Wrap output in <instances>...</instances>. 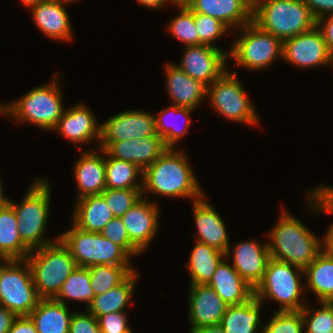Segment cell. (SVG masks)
I'll list each match as a JSON object with an SVG mask.
<instances>
[{"label": "cell", "instance_id": "1", "mask_svg": "<svg viewBox=\"0 0 333 333\" xmlns=\"http://www.w3.org/2000/svg\"><path fill=\"white\" fill-rule=\"evenodd\" d=\"M186 152L167 148L162 155L144 170L142 193L196 201L203 192Z\"/></svg>", "mask_w": 333, "mask_h": 333}, {"label": "cell", "instance_id": "2", "mask_svg": "<svg viewBox=\"0 0 333 333\" xmlns=\"http://www.w3.org/2000/svg\"><path fill=\"white\" fill-rule=\"evenodd\" d=\"M270 258L305 269L320 253L321 239L298 218L283 210L268 233Z\"/></svg>", "mask_w": 333, "mask_h": 333}, {"label": "cell", "instance_id": "3", "mask_svg": "<svg viewBox=\"0 0 333 333\" xmlns=\"http://www.w3.org/2000/svg\"><path fill=\"white\" fill-rule=\"evenodd\" d=\"M26 260L29 263L32 279L41 299L54 298L62 284L77 267L69 249L59 236L55 242L31 250Z\"/></svg>", "mask_w": 333, "mask_h": 333}, {"label": "cell", "instance_id": "4", "mask_svg": "<svg viewBox=\"0 0 333 333\" xmlns=\"http://www.w3.org/2000/svg\"><path fill=\"white\" fill-rule=\"evenodd\" d=\"M56 76L58 77V72L55 73L53 82L30 89L15 102L8 103L6 116L21 124L27 122L45 131H52L65 110Z\"/></svg>", "mask_w": 333, "mask_h": 333}, {"label": "cell", "instance_id": "5", "mask_svg": "<svg viewBox=\"0 0 333 333\" xmlns=\"http://www.w3.org/2000/svg\"><path fill=\"white\" fill-rule=\"evenodd\" d=\"M304 269L299 266L270 258L262 281L254 289V296L260 301H276L278 311H300L306 306L301 298L305 296V285L301 280Z\"/></svg>", "mask_w": 333, "mask_h": 333}, {"label": "cell", "instance_id": "6", "mask_svg": "<svg viewBox=\"0 0 333 333\" xmlns=\"http://www.w3.org/2000/svg\"><path fill=\"white\" fill-rule=\"evenodd\" d=\"M50 189L52 188L46 178H37L20 204L9 200L17 217L21 240L30 250L55 242L44 237L50 212Z\"/></svg>", "mask_w": 333, "mask_h": 333}, {"label": "cell", "instance_id": "7", "mask_svg": "<svg viewBox=\"0 0 333 333\" xmlns=\"http://www.w3.org/2000/svg\"><path fill=\"white\" fill-rule=\"evenodd\" d=\"M252 21L281 41L311 30L317 22L304 0H267L252 12Z\"/></svg>", "mask_w": 333, "mask_h": 333}, {"label": "cell", "instance_id": "8", "mask_svg": "<svg viewBox=\"0 0 333 333\" xmlns=\"http://www.w3.org/2000/svg\"><path fill=\"white\" fill-rule=\"evenodd\" d=\"M59 239L69 249L77 267L95 265L133 266L131 257L101 233L83 231L73 224Z\"/></svg>", "mask_w": 333, "mask_h": 333}, {"label": "cell", "instance_id": "9", "mask_svg": "<svg viewBox=\"0 0 333 333\" xmlns=\"http://www.w3.org/2000/svg\"><path fill=\"white\" fill-rule=\"evenodd\" d=\"M240 37L231 45L228 58L250 71L266 69L283 58V41L262 30L253 21L239 28Z\"/></svg>", "mask_w": 333, "mask_h": 333}, {"label": "cell", "instance_id": "10", "mask_svg": "<svg viewBox=\"0 0 333 333\" xmlns=\"http://www.w3.org/2000/svg\"><path fill=\"white\" fill-rule=\"evenodd\" d=\"M41 298L26 259H9L0 266V305L16 316H28Z\"/></svg>", "mask_w": 333, "mask_h": 333}, {"label": "cell", "instance_id": "11", "mask_svg": "<svg viewBox=\"0 0 333 333\" xmlns=\"http://www.w3.org/2000/svg\"><path fill=\"white\" fill-rule=\"evenodd\" d=\"M206 98L219 115L231 122L256 125L259 121L256 109L237 78V71L227 69L207 87Z\"/></svg>", "mask_w": 333, "mask_h": 333}, {"label": "cell", "instance_id": "12", "mask_svg": "<svg viewBox=\"0 0 333 333\" xmlns=\"http://www.w3.org/2000/svg\"><path fill=\"white\" fill-rule=\"evenodd\" d=\"M180 64L181 70L207 87L228 68V52L208 45L185 46ZM182 62V63H181Z\"/></svg>", "mask_w": 333, "mask_h": 333}, {"label": "cell", "instance_id": "13", "mask_svg": "<svg viewBox=\"0 0 333 333\" xmlns=\"http://www.w3.org/2000/svg\"><path fill=\"white\" fill-rule=\"evenodd\" d=\"M282 59L303 69L329 65L330 53L321 30L315 26L284 40Z\"/></svg>", "mask_w": 333, "mask_h": 333}, {"label": "cell", "instance_id": "14", "mask_svg": "<svg viewBox=\"0 0 333 333\" xmlns=\"http://www.w3.org/2000/svg\"><path fill=\"white\" fill-rule=\"evenodd\" d=\"M151 135H158L155 114L143 110H128L117 113L101 123L100 142L142 139Z\"/></svg>", "mask_w": 333, "mask_h": 333}, {"label": "cell", "instance_id": "15", "mask_svg": "<svg viewBox=\"0 0 333 333\" xmlns=\"http://www.w3.org/2000/svg\"><path fill=\"white\" fill-rule=\"evenodd\" d=\"M225 258H231L233 268L255 289L262 281L270 259L268 243L262 245L254 239L240 241L235 247H228Z\"/></svg>", "mask_w": 333, "mask_h": 333}, {"label": "cell", "instance_id": "16", "mask_svg": "<svg viewBox=\"0 0 333 333\" xmlns=\"http://www.w3.org/2000/svg\"><path fill=\"white\" fill-rule=\"evenodd\" d=\"M158 203L142 196L122 217L130 241L141 251L150 245L159 228Z\"/></svg>", "mask_w": 333, "mask_h": 333}, {"label": "cell", "instance_id": "17", "mask_svg": "<svg viewBox=\"0 0 333 333\" xmlns=\"http://www.w3.org/2000/svg\"><path fill=\"white\" fill-rule=\"evenodd\" d=\"M97 148L105 150L115 159L134 163L143 171L167 149L159 135L116 142H98Z\"/></svg>", "mask_w": 333, "mask_h": 333}, {"label": "cell", "instance_id": "18", "mask_svg": "<svg viewBox=\"0 0 333 333\" xmlns=\"http://www.w3.org/2000/svg\"><path fill=\"white\" fill-rule=\"evenodd\" d=\"M96 121L94 113L85 104L79 103L65 109L52 130L61 133L69 142L76 143V147L80 149L78 144H88L94 138L100 142L101 124Z\"/></svg>", "mask_w": 333, "mask_h": 333}, {"label": "cell", "instance_id": "19", "mask_svg": "<svg viewBox=\"0 0 333 333\" xmlns=\"http://www.w3.org/2000/svg\"><path fill=\"white\" fill-rule=\"evenodd\" d=\"M188 321L191 328L218 325L227 305L207 284H190Z\"/></svg>", "mask_w": 333, "mask_h": 333}, {"label": "cell", "instance_id": "20", "mask_svg": "<svg viewBox=\"0 0 333 333\" xmlns=\"http://www.w3.org/2000/svg\"><path fill=\"white\" fill-rule=\"evenodd\" d=\"M70 3L66 0H43L29 6L36 27L48 38L72 40V23L64 6Z\"/></svg>", "mask_w": 333, "mask_h": 333}, {"label": "cell", "instance_id": "21", "mask_svg": "<svg viewBox=\"0 0 333 333\" xmlns=\"http://www.w3.org/2000/svg\"><path fill=\"white\" fill-rule=\"evenodd\" d=\"M192 203L194 222L197 229L196 241L206 243L208 246L226 253L231 243L221 216L207 202L206 195Z\"/></svg>", "mask_w": 333, "mask_h": 333}, {"label": "cell", "instance_id": "22", "mask_svg": "<svg viewBox=\"0 0 333 333\" xmlns=\"http://www.w3.org/2000/svg\"><path fill=\"white\" fill-rule=\"evenodd\" d=\"M100 151L101 153H98ZM82 150L74 166V179L78 187L77 199L99 195L106 189L105 150Z\"/></svg>", "mask_w": 333, "mask_h": 333}, {"label": "cell", "instance_id": "23", "mask_svg": "<svg viewBox=\"0 0 333 333\" xmlns=\"http://www.w3.org/2000/svg\"><path fill=\"white\" fill-rule=\"evenodd\" d=\"M165 67V82L172 105L195 110L206 100V85L190 77L175 63H167Z\"/></svg>", "mask_w": 333, "mask_h": 333}, {"label": "cell", "instance_id": "24", "mask_svg": "<svg viewBox=\"0 0 333 333\" xmlns=\"http://www.w3.org/2000/svg\"><path fill=\"white\" fill-rule=\"evenodd\" d=\"M224 258L207 283L227 306L240 305L254 296V289Z\"/></svg>", "mask_w": 333, "mask_h": 333}, {"label": "cell", "instance_id": "25", "mask_svg": "<svg viewBox=\"0 0 333 333\" xmlns=\"http://www.w3.org/2000/svg\"><path fill=\"white\" fill-rule=\"evenodd\" d=\"M188 8L193 13L217 18L232 30L252 21V11L242 0H193Z\"/></svg>", "mask_w": 333, "mask_h": 333}, {"label": "cell", "instance_id": "26", "mask_svg": "<svg viewBox=\"0 0 333 333\" xmlns=\"http://www.w3.org/2000/svg\"><path fill=\"white\" fill-rule=\"evenodd\" d=\"M72 224L87 232L100 233L114 217L104 197L90 195L76 201Z\"/></svg>", "mask_w": 333, "mask_h": 333}, {"label": "cell", "instance_id": "27", "mask_svg": "<svg viewBox=\"0 0 333 333\" xmlns=\"http://www.w3.org/2000/svg\"><path fill=\"white\" fill-rule=\"evenodd\" d=\"M138 277L136 270L131 272L119 285L95 296L86 310L97 319L105 314L126 312V307L133 297Z\"/></svg>", "mask_w": 333, "mask_h": 333}, {"label": "cell", "instance_id": "28", "mask_svg": "<svg viewBox=\"0 0 333 333\" xmlns=\"http://www.w3.org/2000/svg\"><path fill=\"white\" fill-rule=\"evenodd\" d=\"M67 304L53 298L40 299L36 308L28 315L38 333H69L70 313Z\"/></svg>", "mask_w": 333, "mask_h": 333}, {"label": "cell", "instance_id": "29", "mask_svg": "<svg viewBox=\"0 0 333 333\" xmlns=\"http://www.w3.org/2000/svg\"><path fill=\"white\" fill-rule=\"evenodd\" d=\"M262 302L255 296L240 305L227 306L220 325L225 333H258Z\"/></svg>", "mask_w": 333, "mask_h": 333}, {"label": "cell", "instance_id": "30", "mask_svg": "<svg viewBox=\"0 0 333 333\" xmlns=\"http://www.w3.org/2000/svg\"><path fill=\"white\" fill-rule=\"evenodd\" d=\"M305 290L313 291L318 302H333V260L321 252L305 269Z\"/></svg>", "mask_w": 333, "mask_h": 333}, {"label": "cell", "instance_id": "31", "mask_svg": "<svg viewBox=\"0 0 333 333\" xmlns=\"http://www.w3.org/2000/svg\"><path fill=\"white\" fill-rule=\"evenodd\" d=\"M224 258L225 253L196 241L190 252L189 262L185 265L189 269L190 284H207Z\"/></svg>", "mask_w": 333, "mask_h": 333}, {"label": "cell", "instance_id": "32", "mask_svg": "<svg viewBox=\"0 0 333 333\" xmlns=\"http://www.w3.org/2000/svg\"><path fill=\"white\" fill-rule=\"evenodd\" d=\"M194 109L189 107H180L176 105H172L166 108H163L159 111L158 115H155V123H156V131L157 134L163 139V142L167 148H175L178 145V141L187 133V129L191 126V118L190 113L193 112ZM172 115V119L175 122L168 121L170 120ZM184 120L182 123V127L180 128L178 125V121L176 119ZM178 123H177V122ZM171 122V123H170ZM175 123V124H174Z\"/></svg>", "mask_w": 333, "mask_h": 333}, {"label": "cell", "instance_id": "33", "mask_svg": "<svg viewBox=\"0 0 333 333\" xmlns=\"http://www.w3.org/2000/svg\"><path fill=\"white\" fill-rule=\"evenodd\" d=\"M13 207L0 209V253L7 259H26L31 250L22 242Z\"/></svg>", "mask_w": 333, "mask_h": 333}, {"label": "cell", "instance_id": "34", "mask_svg": "<svg viewBox=\"0 0 333 333\" xmlns=\"http://www.w3.org/2000/svg\"><path fill=\"white\" fill-rule=\"evenodd\" d=\"M143 174L144 171L138 165L115 159L105 151L106 188H143Z\"/></svg>", "mask_w": 333, "mask_h": 333}, {"label": "cell", "instance_id": "35", "mask_svg": "<svg viewBox=\"0 0 333 333\" xmlns=\"http://www.w3.org/2000/svg\"><path fill=\"white\" fill-rule=\"evenodd\" d=\"M94 297L93 289L90 286L89 269L76 267L53 299L64 304H67L65 299L84 302L87 308Z\"/></svg>", "mask_w": 333, "mask_h": 333}, {"label": "cell", "instance_id": "36", "mask_svg": "<svg viewBox=\"0 0 333 333\" xmlns=\"http://www.w3.org/2000/svg\"><path fill=\"white\" fill-rule=\"evenodd\" d=\"M90 286L94 295H100L119 285L131 272L132 266L95 265L88 267Z\"/></svg>", "mask_w": 333, "mask_h": 333}, {"label": "cell", "instance_id": "37", "mask_svg": "<svg viewBox=\"0 0 333 333\" xmlns=\"http://www.w3.org/2000/svg\"><path fill=\"white\" fill-rule=\"evenodd\" d=\"M319 308L301 310L305 333H329L333 330V302L321 301Z\"/></svg>", "mask_w": 333, "mask_h": 333}, {"label": "cell", "instance_id": "38", "mask_svg": "<svg viewBox=\"0 0 333 333\" xmlns=\"http://www.w3.org/2000/svg\"><path fill=\"white\" fill-rule=\"evenodd\" d=\"M178 9V14L169 21L170 24L168 23V31L185 46L199 45L194 13L188 7H178Z\"/></svg>", "mask_w": 333, "mask_h": 333}, {"label": "cell", "instance_id": "39", "mask_svg": "<svg viewBox=\"0 0 333 333\" xmlns=\"http://www.w3.org/2000/svg\"><path fill=\"white\" fill-rule=\"evenodd\" d=\"M143 188L110 189L106 188L104 197L114 217H122L138 200L142 198Z\"/></svg>", "mask_w": 333, "mask_h": 333}, {"label": "cell", "instance_id": "40", "mask_svg": "<svg viewBox=\"0 0 333 333\" xmlns=\"http://www.w3.org/2000/svg\"><path fill=\"white\" fill-rule=\"evenodd\" d=\"M269 323L262 325L260 333H305L304 321L300 311L275 310Z\"/></svg>", "mask_w": 333, "mask_h": 333}, {"label": "cell", "instance_id": "41", "mask_svg": "<svg viewBox=\"0 0 333 333\" xmlns=\"http://www.w3.org/2000/svg\"><path fill=\"white\" fill-rule=\"evenodd\" d=\"M194 24L197 29L199 45H208L219 48L215 43L219 38L226 35L231 29L217 18L206 14L194 13Z\"/></svg>", "mask_w": 333, "mask_h": 333}, {"label": "cell", "instance_id": "42", "mask_svg": "<svg viewBox=\"0 0 333 333\" xmlns=\"http://www.w3.org/2000/svg\"><path fill=\"white\" fill-rule=\"evenodd\" d=\"M106 239L119 245L131 258L142 252L130 241L121 217H113L100 232Z\"/></svg>", "mask_w": 333, "mask_h": 333}, {"label": "cell", "instance_id": "43", "mask_svg": "<svg viewBox=\"0 0 333 333\" xmlns=\"http://www.w3.org/2000/svg\"><path fill=\"white\" fill-rule=\"evenodd\" d=\"M308 212H328L333 215V186L319 185L313 190L308 189ZM310 207V208H309Z\"/></svg>", "mask_w": 333, "mask_h": 333}, {"label": "cell", "instance_id": "44", "mask_svg": "<svg viewBox=\"0 0 333 333\" xmlns=\"http://www.w3.org/2000/svg\"><path fill=\"white\" fill-rule=\"evenodd\" d=\"M125 312L105 314L98 318L101 333H133Z\"/></svg>", "mask_w": 333, "mask_h": 333}, {"label": "cell", "instance_id": "45", "mask_svg": "<svg viewBox=\"0 0 333 333\" xmlns=\"http://www.w3.org/2000/svg\"><path fill=\"white\" fill-rule=\"evenodd\" d=\"M69 333H101L98 319L86 312H74L70 320Z\"/></svg>", "mask_w": 333, "mask_h": 333}, {"label": "cell", "instance_id": "46", "mask_svg": "<svg viewBox=\"0 0 333 333\" xmlns=\"http://www.w3.org/2000/svg\"><path fill=\"white\" fill-rule=\"evenodd\" d=\"M316 20L333 14V0H304Z\"/></svg>", "mask_w": 333, "mask_h": 333}, {"label": "cell", "instance_id": "47", "mask_svg": "<svg viewBox=\"0 0 333 333\" xmlns=\"http://www.w3.org/2000/svg\"><path fill=\"white\" fill-rule=\"evenodd\" d=\"M327 44L329 53H333V14L323 16L316 22Z\"/></svg>", "mask_w": 333, "mask_h": 333}, {"label": "cell", "instance_id": "48", "mask_svg": "<svg viewBox=\"0 0 333 333\" xmlns=\"http://www.w3.org/2000/svg\"><path fill=\"white\" fill-rule=\"evenodd\" d=\"M7 333H38L36 326L29 316H17Z\"/></svg>", "mask_w": 333, "mask_h": 333}, {"label": "cell", "instance_id": "49", "mask_svg": "<svg viewBox=\"0 0 333 333\" xmlns=\"http://www.w3.org/2000/svg\"><path fill=\"white\" fill-rule=\"evenodd\" d=\"M16 317L13 312L0 305V333H7Z\"/></svg>", "mask_w": 333, "mask_h": 333}, {"label": "cell", "instance_id": "50", "mask_svg": "<svg viewBox=\"0 0 333 333\" xmlns=\"http://www.w3.org/2000/svg\"><path fill=\"white\" fill-rule=\"evenodd\" d=\"M321 252L333 260V223L328 227L321 241Z\"/></svg>", "mask_w": 333, "mask_h": 333}, {"label": "cell", "instance_id": "51", "mask_svg": "<svg viewBox=\"0 0 333 333\" xmlns=\"http://www.w3.org/2000/svg\"><path fill=\"white\" fill-rule=\"evenodd\" d=\"M189 333H225L220 324L212 326H203L190 328Z\"/></svg>", "mask_w": 333, "mask_h": 333}, {"label": "cell", "instance_id": "52", "mask_svg": "<svg viewBox=\"0 0 333 333\" xmlns=\"http://www.w3.org/2000/svg\"><path fill=\"white\" fill-rule=\"evenodd\" d=\"M137 2H139L140 5H143L144 7H148L151 10L154 9H161V7H163L166 2H168V0H136Z\"/></svg>", "mask_w": 333, "mask_h": 333}, {"label": "cell", "instance_id": "53", "mask_svg": "<svg viewBox=\"0 0 333 333\" xmlns=\"http://www.w3.org/2000/svg\"><path fill=\"white\" fill-rule=\"evenodd\" d=\"M242 1L253 12L261 3L267 0H242Z\"/></svg>", "mask_w": 333, "mask_h": 333}, {"label": "cell", "instance_id": "54", "mask_svg": "<svg viewBox=\"0 0 333 333\" xmlns=\"http://www.w3.org/2000/svg\"><path fill=\"white\" fill-rule=\"evenodd\" d=\"M2 184L3 183L0 177V209L4 208L9 203L10 200L9 198L6 197V195H4Z\"/></svg>", "mask_w": 333, "mask_h": 333}, {"label": "cell", "instance_id": "55", "mask_svg": "<svg viewBox=\"0 0 333 333\" xmlns=\"http://www.w3.org/2000/svg\"><path fill=\"white\" fill-rule=\"evenodd\" d=\"M171 4H175V7H188L193 0H168Z\"/></svg>", "mask_w": 333, "mask_h": 333}, {"label": "cell", "instance_id": "56", "mask_svg": "<svg viewBox=\"0 0 333 333\" xmlns=\"http://www.w3.org/2000/svg\"><path fill=\"white\" fill-rule=\"evenodd\" d=\"M40 1H43V0H21L20 2H22L25 6L29 7L33 4H36Z\"/></svg>", "mask_w": 333, "mask_h": 333}, {"label": "cell", "instance_id": "57", "mask_svg": "<svg viewBox=\"0 0 333 333\" xmlns=\"http://www.w3.org/2000/svg\"><path fill=\"white\" fill-rule=\"evenodd\" d=\"M0 115H6V104H3V102L2 104L0 102Z\"/></svg>", "mask_w": 333, "mask_h": 333}, {"label": "cell", "instance_id": "58", "mask_svg": "<svg viewBox=\"0 0 333 333\" xmlns=\"http://www.w3.org/2000/svg\"><path fill=\"white\" fill-rule=\"evenodd\" d=\"M7 259L0 253V262H2V263H0V266L2 265V264H4V262L6 261Z\"/></svg>", "mask_w": 333, "mask_h": 333}, {"label": "cell", "instance_id": "59", "mask_svg": "<svg viewBox=\"0 0 333 333\" xmlns=\"http://www.w3.org/2000/svg\"><path fill=\"white\" fill-rule=\"evenodd\" d=\"M329 65L333 66V53L330 54Z\"/></svg>", "mask_w": 333, "mask_h": 333}, {"label": "cell", "instance_id": "60", "mask_svg": "<svg viewBox=\"0 0 333 333\" xmlns=\"http://www.w3.org/2000/svg\"><path fill=\"white\" fill-rule=\"evenodd\" d=\"M66 1H69V2H72V3L75 2V1L77 2V0H66Z\"/></svg>", "mask_w": 333, "mask_h": 333}]
</instances>
